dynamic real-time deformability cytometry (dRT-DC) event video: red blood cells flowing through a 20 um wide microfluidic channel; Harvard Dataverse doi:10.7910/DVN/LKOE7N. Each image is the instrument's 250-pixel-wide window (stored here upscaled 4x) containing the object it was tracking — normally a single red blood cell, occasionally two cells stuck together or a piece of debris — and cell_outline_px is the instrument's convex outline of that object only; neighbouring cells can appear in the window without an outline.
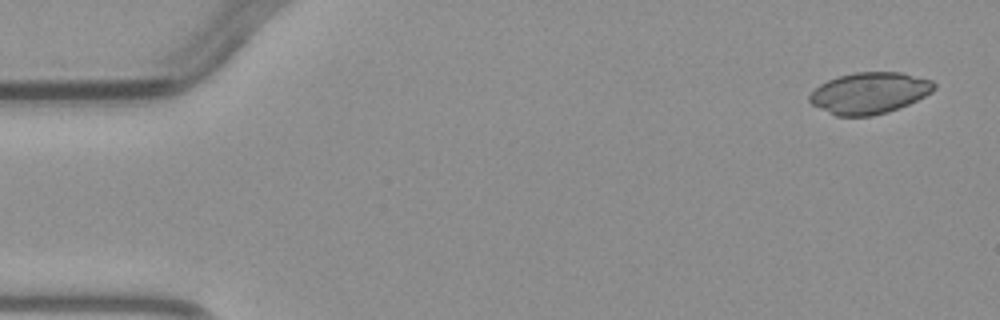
{"species": "common noctule bat (a hibernating species)", "species_latin": "Nyctalus noctula", "temperature_condition": "warm", "stored_images_in_passage": 5, "camera_frame_rate_fps": 3000, "um_per_image_px": 0.085, "animal": {"sex": "male", "body_mass_g": 23.1, "forearm_length_mm": 52.7}, "frame": {"image": 1, "passage_image": 1, "time_ms": 0.0, "image_size_px": [1000, 320], "cell_outline_px": [[936, 88], [932, 92], [900, 108], [888, 112], [872, 116], [836, 116], [812, 104], [808, 100], [808, 96], [820, 84], [828, 80], [840, 76], [856, 72], [900, 72], [932, 80], [936, 84]], "centroid_in_image_um": [73.92, 7.91], "position_along_channel_um": 11.1, "area_um2": 29.94}}